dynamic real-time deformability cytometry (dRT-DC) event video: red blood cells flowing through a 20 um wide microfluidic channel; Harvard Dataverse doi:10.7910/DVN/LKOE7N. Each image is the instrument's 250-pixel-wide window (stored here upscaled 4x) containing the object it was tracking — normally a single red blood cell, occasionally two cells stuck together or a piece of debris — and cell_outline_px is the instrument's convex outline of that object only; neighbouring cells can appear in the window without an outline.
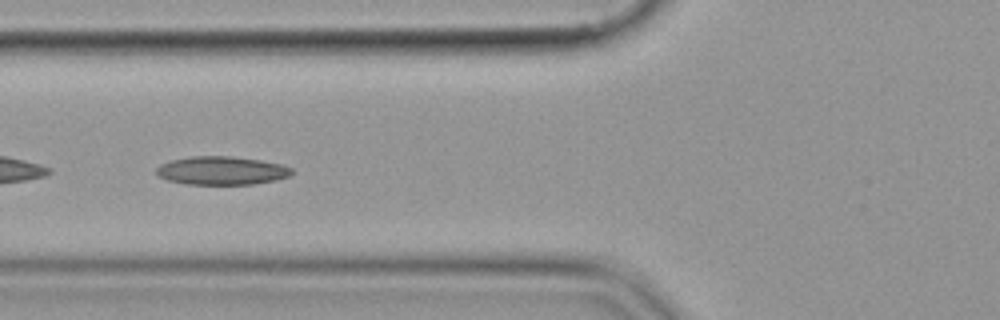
{"species": "common noctule bat (a hibernating species)", "species_latin": "Nyctalus noctula", "temperature_condition": "cold", "stored_images_in_passage": 42, "camera_frame_rate_fps": 3000, "um_per_image_px": 0.085, "animal": {"sex": "female", "body_mass_g": 19.9}, "frame": {"image": 1, "passage_image": 15, "time_ms": 4.667, "image_size_px": [1000, 320], "cell_outline_px": [[292, 172], [288, 176], [276, 180], [252, 184], [184, 184], [168, 180], [156, 176], [156, 168], [160, 164], [172, 160], [188, 156], [232, 156], [260, 160], [284, 164], [292, 168]], "centroid_in_image_um": [18.82, 14.49], "position_along_channel_um": 107.0, "area_um2": 22.54}}
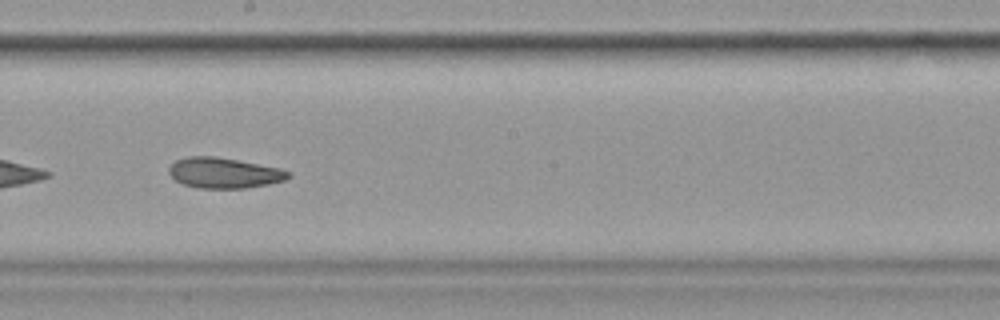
{"frame": {"image": 2, "passage_image": 25, "time_ms": 8.0, "image_size_px": [1000, 320], "cell_outline_px": [[292, 176], [284, 180], [268, 184], [244, 188], [200, 188], [180, 184], [168, 172], [168, 168], [176, 160], [188, 156], [216, 156], [280, 168], [292, 172]], "centroid_in_image_um": [19.04, 14.69], "position_along_channel_um": 229.2, "area_um2": 21.27}}
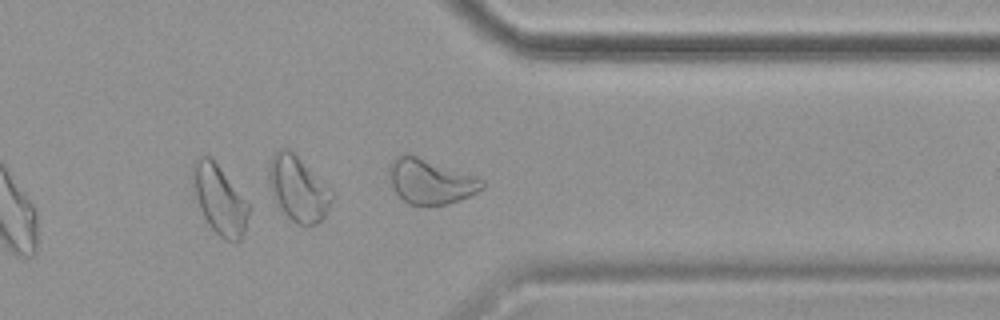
{"frame": {"image": 3, "passage_image": 37, "time_ms": 12.0, "image_size_px": [1000, 320], "cell_outline_px": [[248, 216], [244, 232], [240, 240], [224, 240], [212, 228], [204, 216], [192, 192], [192, 160], [200, 156], [208, 156], [220, 168], [248, 204]], "centroid_in_image_um": [18.6, 16.95], "position_along_channel_um": 392.8, "area_um2": 22.02}}